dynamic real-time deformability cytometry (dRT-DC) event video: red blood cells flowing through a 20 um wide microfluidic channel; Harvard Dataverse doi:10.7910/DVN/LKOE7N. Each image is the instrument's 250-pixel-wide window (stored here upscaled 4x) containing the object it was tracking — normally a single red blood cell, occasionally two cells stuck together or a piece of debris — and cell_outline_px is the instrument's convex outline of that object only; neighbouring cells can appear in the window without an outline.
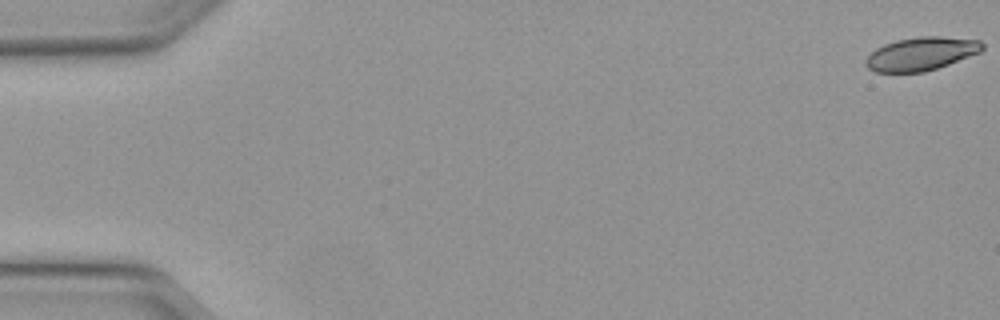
{"species": "Egyptian fruit bat (a non-hibernating species)", "species_latin": "Rousettus aegyptiacus", "temperature_condition": "warm", "stored_images_in_passage": 50, "camera_frame_rate_fps": 3000, "um_per_image_px": 0.085, "animal": {"sex": "female"}, "frame": {"image": 1, "passage_image": 1, "time_ms": 0.0, "image_size_px": [1000, 320], "cell_outline_px": [[984, 48], [980, 52], [948, 64], [924, 72], [876, 72], [868, 68], [864, 64], [864, 60], [876, 48], [884, 44], [896, 40], [920, 36], [940, 36], [980, 40], [984, 44]], "centroid_in_image_um": [78.29, 4.56], "position_along_channel_um": 6.7, "area_um2": 22.6}}
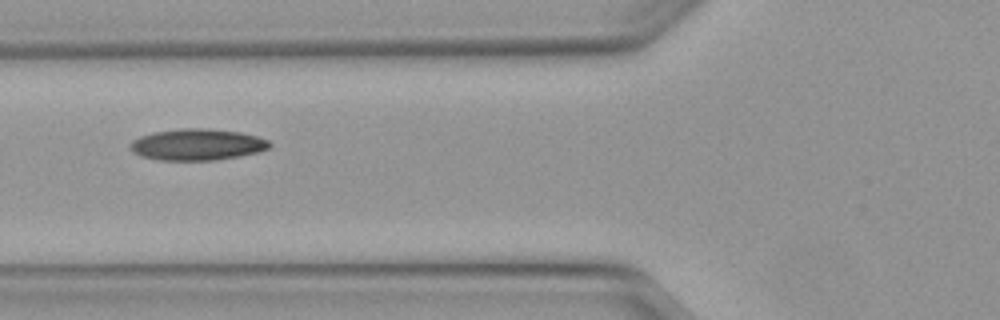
{"frame": {"image": 2, "passage_image": 20, "time_ms": 6.333, "image_size_px": [1000, 320], "cell_outline_px": [[272, 144], [268, 148], [256, 152], [240, 156], [216, 160], [160, 160], [140, 156], [132, 152], [128, 144], [132, 140], [140, 136], [152, 132], [180, 128], [208, 128], [240, 132], [256, 136], [268, 140]], "centroid_in_image_um": [16.72, 12.28], "position_along_channel_um": 109.1, "area_um2": 25.66}}
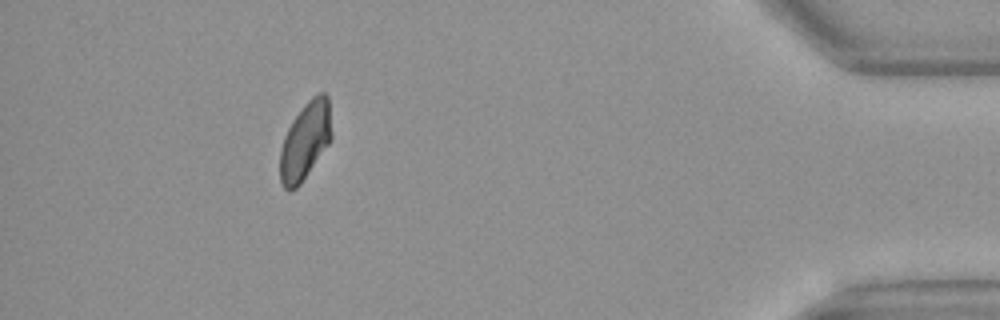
{"frame": {"image": 3, "passage_image": 46, "time_ms": 15.0, "image_size_px": [1000, 320], "cell_outline_px": [[332, 140], [300, 184], [296, 188], [288, 192], [284, 188], [280, 180], [280, 148], [284, 136], [292, 120], [304, 104], [316, 92], [324, 92], [328, 96], [332, 132]], "centroid_in_image_um": [25.95, 11.96], "position_along_channel_um": 409.2, "area_um2": 23.58}, "authors_computed_cell_mechanics": {"area_um2": 24.0159, "velocity_mm_per_s": 4.1123, "shape_relaxation_time_tau1_ms": null, "shape_relaxation_time_tau2_ms": 7.2043, "deformation_change_tau1": null, "deformation_change_tau2": 0.1297}}